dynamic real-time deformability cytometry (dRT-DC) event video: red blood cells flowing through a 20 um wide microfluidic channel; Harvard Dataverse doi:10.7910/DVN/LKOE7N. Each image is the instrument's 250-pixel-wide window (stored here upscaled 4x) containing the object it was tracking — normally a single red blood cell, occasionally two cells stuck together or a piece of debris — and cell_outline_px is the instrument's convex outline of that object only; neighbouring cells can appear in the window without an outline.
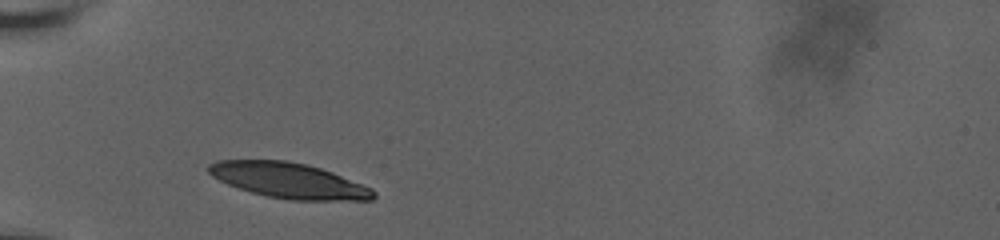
{"species": "human", "species_latin": "Homo sapiens", "temperature_condition": "room temperature", "stored_images_in_passage": 15, "camera_frame_rate_fps": 3000, "um_per_image_px": 0.085, "donor": {"sex": "male"}, "frame": {"image": 1, "passage_image": 1, "time_ms": 0.0, "image_size_px": [1000, 240], "cell_outline_px": [[376, 196], [372, 200], [288, 200], [268, 196], [252, 192], [228, 184], [212, 176], [204, 168], [208, 164], [216, 160], [284, 160], [308, 164], [332, 172], [372, 188], [376, 192]], "centroid_in_image_um": [24.53, 15.33], "position_along_channel_um": 60.5, "area_um2": 33.99}}
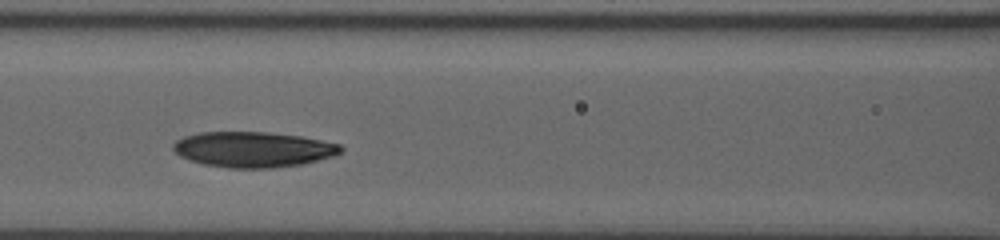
{"frame": {"image": 2, "passage_image": 7, "time_ms": 2.667, "image_size_px": [1000, 240], "cell_outline_px": [[344, 152], [332, 156], [304, 164], [272, 168], [228, 168], [204, 164], [180, 156], [172, 148], [172, 144], [176, 140], [184, 136], [200, 132], [268, 132], [300, 136], [340, 144], [344, 148]], "centroid_in_image_um": [21.54, 12.7], "position_along_channel_um": 145.1, "area_um2": 34.74}}
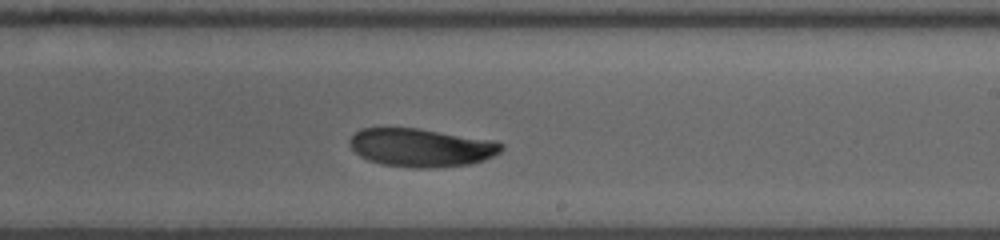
{"frame": {"image": 3, "passage_image": 15, "time_ms": 5.667, "image_size_px": [1000, 240], "cell_outline_px": [[504, 148], [500, 152], [484, 160], [472, 164], [436, 168], [416, 168], [384, 164], [368, 160], [360, 156], [348, 144], [348, 140], [360, 128], [420, 128], [496, 140], [504, 144]], "centroid_in_image_um": [35.84, 12.54], "position_along_channel_um": 253.2, "area_um2": 34.22}}